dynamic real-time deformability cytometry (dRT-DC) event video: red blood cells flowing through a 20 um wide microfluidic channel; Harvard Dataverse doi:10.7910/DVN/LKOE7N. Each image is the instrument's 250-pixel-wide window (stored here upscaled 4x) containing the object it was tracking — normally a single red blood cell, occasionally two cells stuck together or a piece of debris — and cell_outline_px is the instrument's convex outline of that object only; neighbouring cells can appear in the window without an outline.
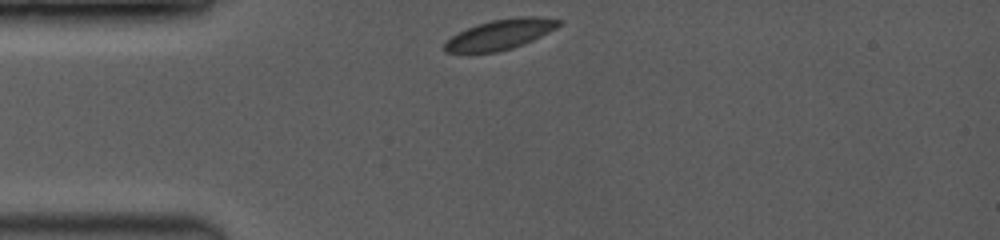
{"species": "common noctule bat (a hibernating species)", "species_latin": "Nyctalus noctula", "temperature_condition": "room temperature", "stored_images_in_passage": 2, "camera_frame_rate_fps": 3500, "um_per_image_px": 0.085, "animal": {"sex": "female", "body_mass_g": 19.0, "forearm_length_mm": 53.3}, "frame": {"image": 1, "passage_image": 1, "time_ms": 0.0, "image_size_px": [1000, 240], "cell_outline_px": [[564, 20], [556, 28], [532, 40], [512, 48], [496, 52], [444, 52], [444, 40], [476, 24], [492, 20], [516, 16], [540, 16]], "centroid_in_image_um": [42.53, 2.9], "position_along_channel_um": 42.5, "area_um2": 20.0}}